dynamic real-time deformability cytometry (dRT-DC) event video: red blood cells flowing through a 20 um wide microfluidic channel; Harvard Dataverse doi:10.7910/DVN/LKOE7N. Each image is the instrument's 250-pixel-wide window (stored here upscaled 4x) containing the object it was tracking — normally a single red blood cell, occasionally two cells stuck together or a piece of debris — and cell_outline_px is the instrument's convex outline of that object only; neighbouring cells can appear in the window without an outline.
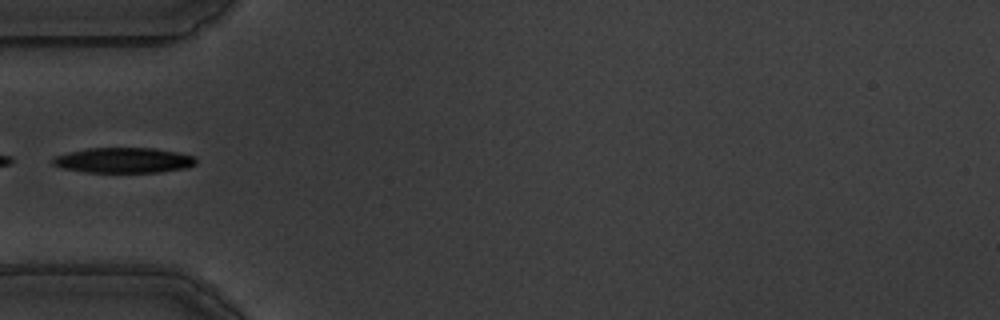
{"species": "common noctule bat (a hibernating species)", "species_latin": "Nyctalus noctula", "temperature_condition": "warm", "stored_images_in_passage": 39, "camera_frame_rate_fps": 3000, "um_per_image_px": 0.085, "animal": {"sex": "male", "body_mass_g": 19.5, "forearm_length_mm": 54.6}, "frame": {"image": 1, "passage_image": 1, "time_ms": 0.0, "image_size_px": [1000, 320], "cell_outline_px": [[196, 164], [188, 168], [160, 172], [88, 172], [64, 168], [52, 164], [52, 160], [56, 156], [68, 152], [88, 148], [156, 148], [196, 156]], "centroid_in_image_um": [10.56, 13.62], "position_along_channel_um": 74.4, "area_um2": 21.1}}
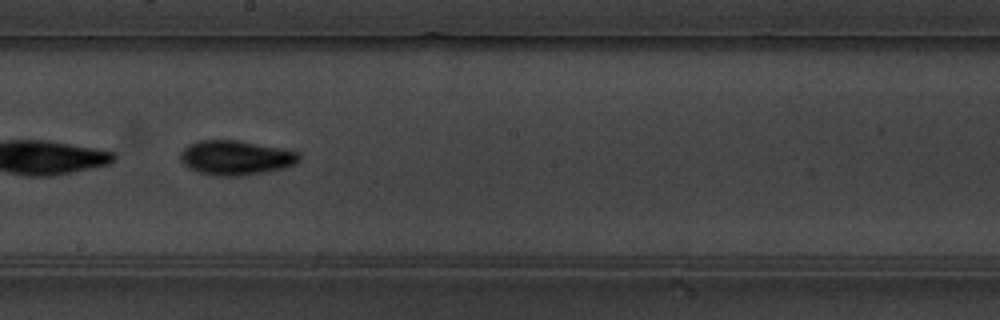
{"frame": {"image": 2, "passage_image": 14, "time_ms": 4.333, "image_size_px": [1000, 320], "cell_outline_px": [[300, 160], [296, 164], [284, 168], [264, 172], [240, 176], [216, 176], [200, 172], [188, 168], [180, 160], [180, 152], [188, 144], [200, 140], [236, 140], [280, 148], [296, 152], [300, 156]], "centroid_in_image_um": [20.01, 13.41], "position_along_channel_um": 228.2, "area_um2": 23.81}}
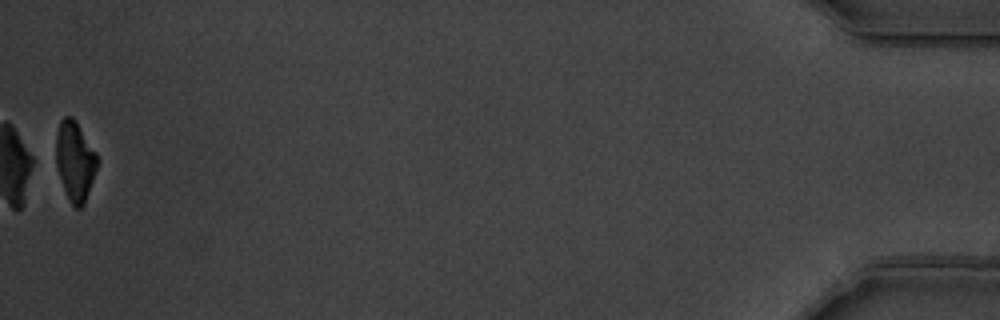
{"frame": {"image": 3, "passage_image": 39, "time_ms": 12.667, "image_size_px": [1000, 320], "cell_outline_px": [[100, 160], [84, 204], [80, 208], [76, 208], [72, 204], [64, 188], [56, 164], [56, 136], [60, 120], [64, 116], [72, 116], [76, 120], [96, 152]], "centroid_in_image_um": [6.39, 13.64], "position_along_channel_um": 428.8, "area_um2": 19.07}}